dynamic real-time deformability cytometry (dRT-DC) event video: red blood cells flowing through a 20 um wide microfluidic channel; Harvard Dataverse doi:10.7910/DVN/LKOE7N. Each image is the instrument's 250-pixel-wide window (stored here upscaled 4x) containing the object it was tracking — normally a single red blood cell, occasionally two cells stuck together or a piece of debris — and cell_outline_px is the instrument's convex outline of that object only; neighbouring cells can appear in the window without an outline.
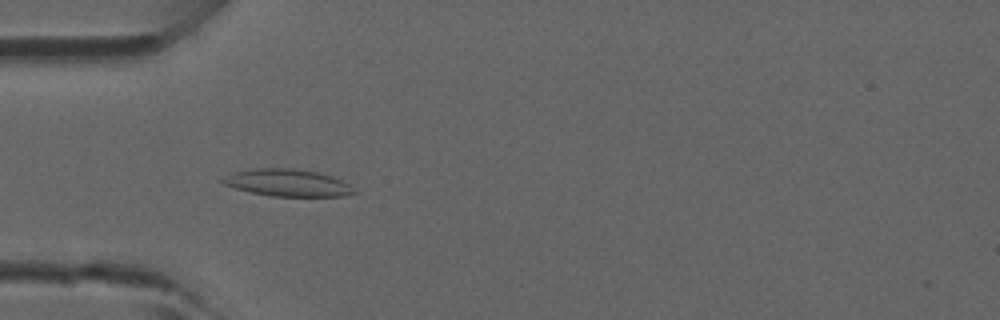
{"species": "common noctule bat (a hibernating species)", "species_latin": "Nyctalus noctula", "temperature_condition": "room temperature", "stored_images_in_passage": 35, "camera_frame_rate_fps": 3000, "um_per_image_px": 0.085, "animal": {"sex": "male", "forearm_length_mm": 52.5}, "frame": {"image": 1, "passage_image": 3, "time_ms": 0.667, "image_size_px": [1000, 320], "cell_outline_px": [[356, 192], [344, 196], [272, 196], [252, 192], [236, 188], [224, 184], [220, 180], [236, 172], [256, 168], [292, 168], [316, 172], [332, 176], [348, 184]], "centroid_in_image_um": [24.46, 15.54], "position_along_channel_um": 60.5, "area_um2": 20.29}}
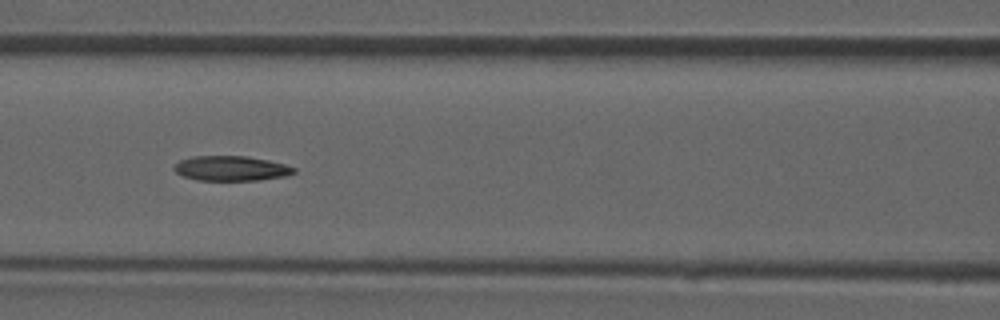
{"frame": {"image": 2, "passage_image": 9, "time_ms": 2.667, "image_size_px": [1000, 320], "cell_outline_px": [[296, 172], [284, 176], [260, 180], [196, 180], [184, 176], [176, 172], [172, 168], [180, 160], [192, 156], [248, 156], [268, 160], [284, 164], [296, 168]], "centroid_in_image_um": [19.64, 14.31], "position_along_channel_um": 147.0, "area_um2": 17.34}}
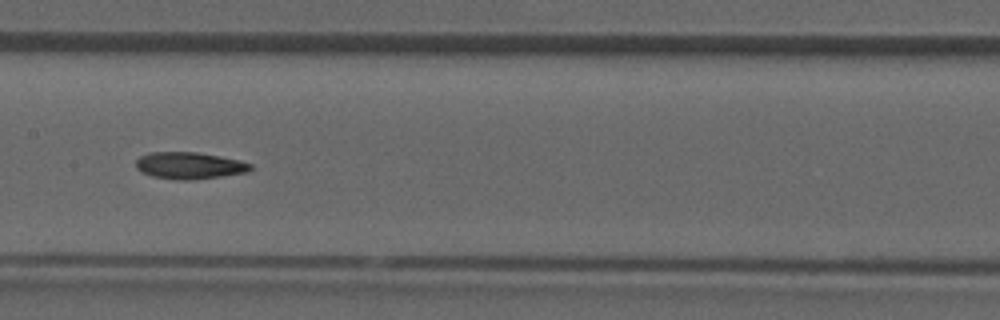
{"frame": {"image": 3, "passage_image": 12, "time_ms": 3.667, "image_size_px": [1000, 320], "cell_outline_px": [[252, 168], [248, 172], [220, 176], [188, 180], [176, 180], [152, 176], [140, 172], [136, 168], [136, 160], [140, 156], [148, 152], [196, 152], [236, 160], [252, 164]], "centroid_in_image_um": [16.03, 14.07], "position_along_channel_um": 191.4, "area_um2": 17.74}}